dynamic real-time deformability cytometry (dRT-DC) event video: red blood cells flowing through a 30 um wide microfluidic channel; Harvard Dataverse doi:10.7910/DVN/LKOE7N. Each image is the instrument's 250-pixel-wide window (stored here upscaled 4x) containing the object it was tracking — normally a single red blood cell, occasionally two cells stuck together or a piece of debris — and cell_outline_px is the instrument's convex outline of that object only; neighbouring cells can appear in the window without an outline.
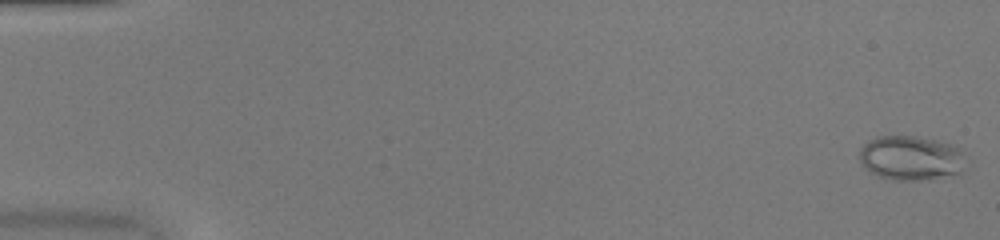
{"species": "common noctule bat (a hibernating species)", "species_latin": "Nyctalus noctula", "temperature_condition": "warm", "stored_images_in_passage": 52, "camera_frame_rate_fps": 3000, "um_per_image_px": 0.085, "animal": {"sex": "female", "body_mass_g": 20.0, "forearm_length_mm": 54.0}, "frame": {"image": 1, "passage_image": 2, "time_ms": 0.333, "image_size_px": [1000, 240], "cell_outline_px": [[960, 172], [920, 180], [896, 180], [880, 176], [864, 168], [860, 160], [860, 148], [868, 140], [876, 136], [916, 136], [956, 144], [960, 152]], "centroid_in_image_um": [77.33, 13.39], "position_along_channel_um": 7.7, "area_um2": 26.93}}
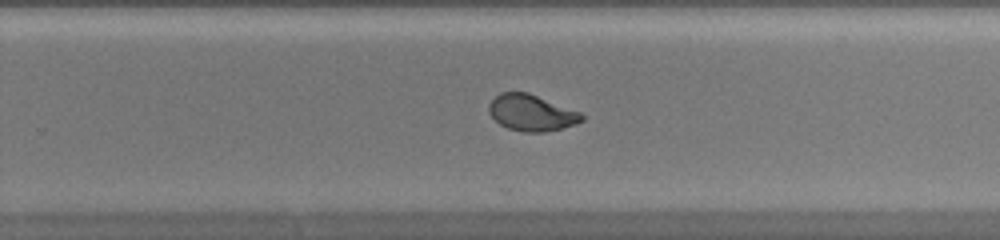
{"frame": {"image": 2, "passage_image": 35, "time_ms": 11.333, "image_size_px": [1000, 240], "cell_outline_px": [[584, 120], [576, 124], [544, 132], [524, 132], [508, 128], [500, 124], [488, 112], [488, 104], [500, 92], [528, 92], [580, 112], [584, 116]], "centroid_in_image_um": [45.17, 9.58], "position_along_channel_um": 284.6, "area_um2": 19.54}}
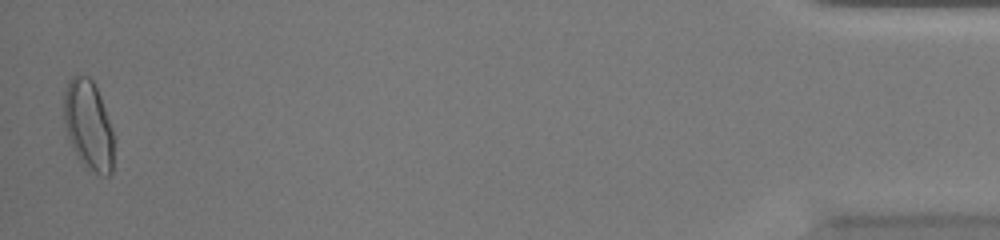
{"frame": {"image": 3, "passage_image": 52, "time_ms": 17.0, "image_size_px": [1000, 240], "cell_outline_px": [[116, 140], [112, 172], [108, 176], [104, 176], [92, 172], [80, 160], [68, 136], [64, 124], [64, 92], [68, 80], [76, 72], [88, 76], [92, 80], [100, 96], [112, 128]], "centroid_in_image_um": [7.55, 10.63], "position_along_channel_um": 427.7, "area_um2": 26.47}, "authors_computed_cell_mechanics": {"area_um2": 22.1952, "velocity_mm_per_s": 4.0548, "shape_relaxation_time_tau1_ms": 7.129, "shape_relaxation_time_tau2_ms": null, "deformation_change_tau1": 0.2194, "deformation_change_tau2": null}}